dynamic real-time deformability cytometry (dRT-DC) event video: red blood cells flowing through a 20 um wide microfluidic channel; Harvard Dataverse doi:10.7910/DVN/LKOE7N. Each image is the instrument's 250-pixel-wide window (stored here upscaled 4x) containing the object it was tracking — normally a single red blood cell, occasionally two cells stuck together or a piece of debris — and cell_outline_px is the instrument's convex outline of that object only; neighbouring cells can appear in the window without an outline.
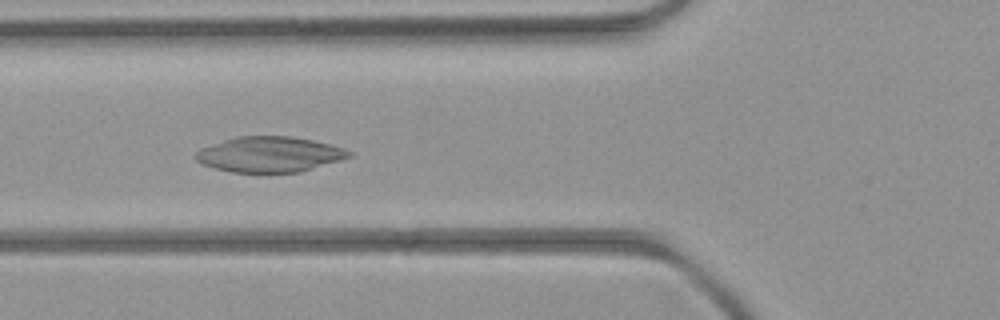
{"species": "common noctule bat (a hibernating species)", "species_latin": "Nyctalus noctula", "temperature_condition": "room temperature", "stored_images_in_passage": 6, "camera_frame_rate_fps": 3000, "um_per_image_px": 0.085, "animal": {"sex": "female", "body_mass_g": 21.9}, "frame": {"image": 1, "passage_image": 5, "time_ms": 4.333, "image_size_px": [1000, 320], "cell_outline_px": [[352, 156], [340, 160], [300, 172], [232, 172], [200, 164], [196, 160], [196, 152], [200, 148], [236, 136], [292, 136], [312, 140], [344, 148], [352, 152]], "centroid_in_image_um": [22.9, 13.12], "position_along_channel_um": 102.9, "area_um2": 31.5}}
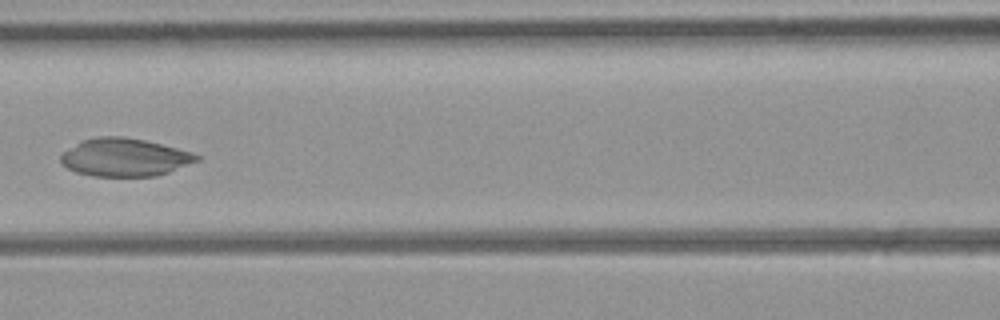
{"frame": {"image": 2, "passage_image": 6, "time_ms": 5.667, "image_size_px": [1000, 320], "cell_outline_px": [[200, 160], [168, 172], [156, 176], [92, 176], [76, 172], [60, 164], [60, 156], [64, 152], [76, 144], [84, 140], [96, 136], [120, 136], [144, 140], [192, 152], [200, 156]], "centroid_in_image_um": [10.58, 13.38], "position_along_channel_um": 156.0, "area_um2": 29.88}}